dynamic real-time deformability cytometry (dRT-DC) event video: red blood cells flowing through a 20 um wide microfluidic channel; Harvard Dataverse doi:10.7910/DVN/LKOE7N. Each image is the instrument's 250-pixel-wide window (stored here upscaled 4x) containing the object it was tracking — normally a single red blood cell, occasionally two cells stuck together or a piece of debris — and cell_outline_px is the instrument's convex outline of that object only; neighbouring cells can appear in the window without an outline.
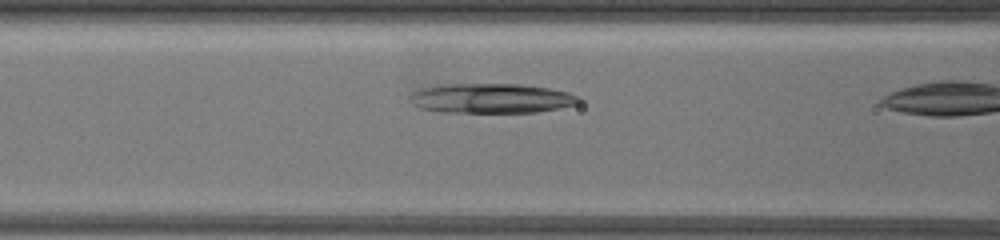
{"species": "common noctule bat (a hibernating species)", "species_latin": "Nyctalus noctula", "temperature_condition": "warm", "stored_images_in_passage": 15, "camera_frame_rate_fps": 3000, "um_per_image_px": 0.085, "animal": {"sex": "female", "body_mass_g": 19.5, "forearm_length_mm": 54.1}, "frame": {"image": 1, "passage_image": 9, "time_ms": 2.667, "image_size_px": [1000, 240], "cell_outline_px": [[584, 100], [580, 104], [536, 112], [440, 112], [420, 108], [408, 96], [412, 92], [436, 84], [520, 84], [548, 88], [568, 92], [580, 96]], "centroid_in_image_um": [41.82, 8.35], "position_along_channel_um": 124.8, "area_um2": 29.36}}
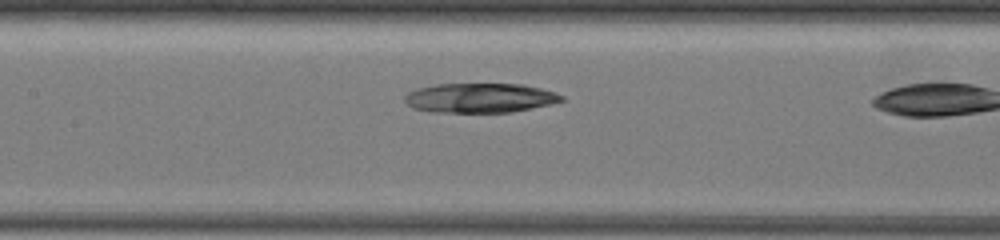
{"frame": {"image": 2, "passage_image": 13, "time_ms": 3.667, "image_size_px": [1000, 240], "cell_outline_px": [[564, 100], [548, 104], [508, 112], [432, 112], [412, 108], [404, 100], [404, 96], [408, 92], [416, 88], [436, 84], [520, 84], [540, 88], [556, 92], [564, 96]], "centroid_in_image_um": [40.74, 8.31], "position_along_channel_um": 166.7, "area_um2": 26.82}}